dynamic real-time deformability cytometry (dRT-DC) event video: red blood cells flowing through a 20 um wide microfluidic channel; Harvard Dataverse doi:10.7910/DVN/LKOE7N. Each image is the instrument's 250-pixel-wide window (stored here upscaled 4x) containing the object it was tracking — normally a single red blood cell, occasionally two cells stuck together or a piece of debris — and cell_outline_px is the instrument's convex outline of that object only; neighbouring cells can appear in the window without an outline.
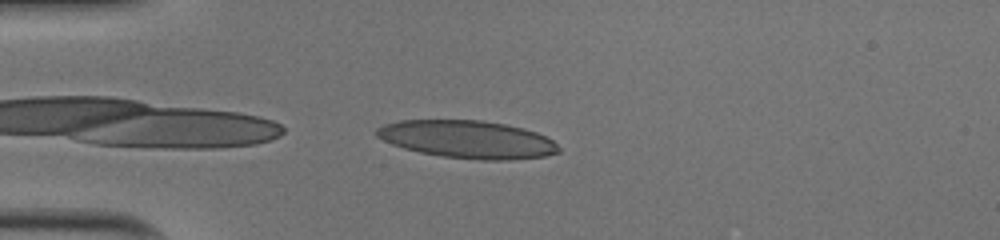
{"species": "human", "species_latin": "Homo sapiens", "temperature_condition": "cold", "stored_images_in_passage": 38, "camera_frame_rate_fps": 3000, "um_per_image_px": 0.085, "donor": {"sex": "male"}, "frame": {"image": 1, "passage_image": 1, "time_ms": 0.0, "image_size_px": [1000, 240], "cell_outline_px": [[560, 152], [544, 156], [504, 160], [484, 160], [444, 156], [420, 152], [404, 148], [392, 144], [376, 136], [376, 128], [384, 124], [400, 120], [480, 120], [504, 124], [524, 128], [536, 132], [552, 140], [560, 148]], "centroid_in_image_um": [39.73, 11.84], "position_along_channel_um": 45.3, "area_um2": 39.71}}
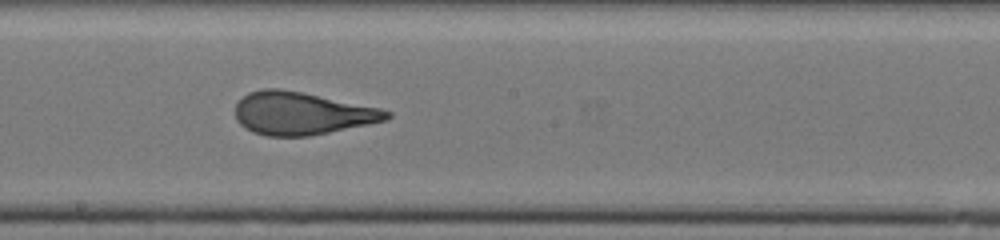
{"frame": {"image": 2, "passage_image": 16, "time_ms": 5.0, "image_size_px": [1000, 240], "cell_outline_px": [[392, 116], [388, 120], [308, 136], [268, 136], [252, 132], [240, 124], [236, 120], [236, 104], [248, 92], [264, 88], [276, 88], [300, 92], [380, 108], [392, 112]], "centroid_in_image_um": [25.64, 9.64], "position_along_channel_um": 222.6, "area_um2": 37.34}}
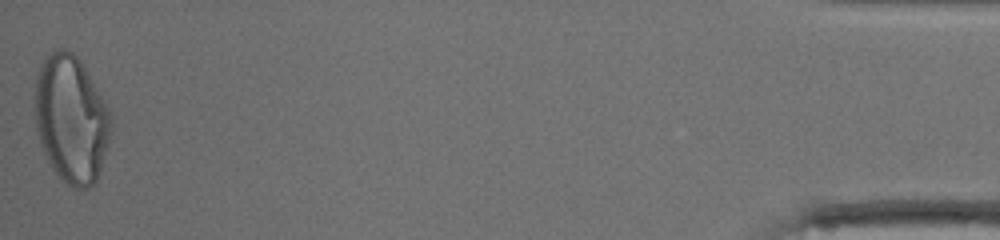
{"frame": {"image": 3, "passage_image": 38, "time_ms": 12.333, "image_size_px": [1000, 240], "cell_outline_px": [[112, 124], [108, 140], [100, 168], [96, 180], [92, 184], [84, 188], [72, 188], [60, 180], [52, 168], [40, 144], [36, 128], [36, 76], [40, 64], [44, 56], [56, 48], [64, 48], [72, 52], [80, 60], [108, 108], [112, 116]], "centroid_in_image_um": [6.03, 10.1], "position_along_channel_um": 429.2, "area_um2": 56.12}, "authors_computed_cell_mechanics": {"area_um2": 38.6971, "velocity_mm_per_s": 4.0273, "shape_relaxation_time_tau1_ms": 6.9119, "shape_relaxation_time_tau2_ms": 0.9184, "deformation_change_tau1": 0.2552, "deformation_change_tau2": 0.0866}}